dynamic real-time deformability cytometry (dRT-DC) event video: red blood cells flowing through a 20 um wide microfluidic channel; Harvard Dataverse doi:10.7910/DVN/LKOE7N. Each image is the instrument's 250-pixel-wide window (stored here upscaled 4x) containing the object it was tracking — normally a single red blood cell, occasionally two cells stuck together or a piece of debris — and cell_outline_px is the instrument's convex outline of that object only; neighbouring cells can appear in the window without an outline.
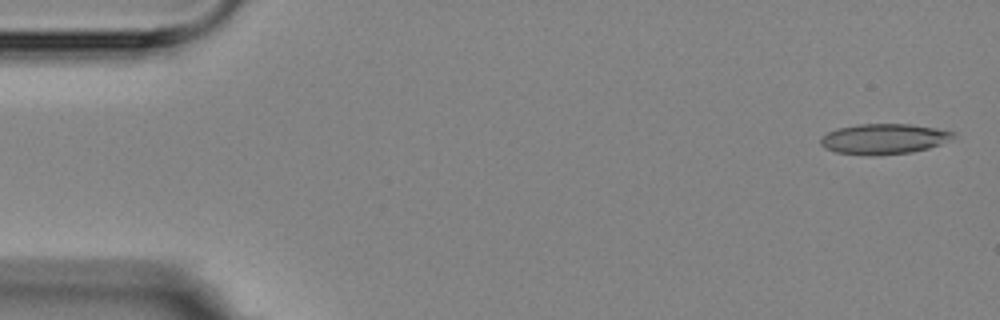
{"species": "Egyptian fruit bat (a non-hibernating species)", "species_latin": "Rousettus aegyptiacus", "temperature_condition": "room temperature", "stored_images_in_passage": 5, "camera_frame_rate_fps": 3000, "um_per_image_px": 0.085, "animal": {"sex": "female"}, "frame": {"image": 1, "passage_image": 1, "time_ms": 0.0, "image_size_px": [1000, 320], "cell_outline_px": [[956, 132], [952, 136], [940, 144], [928, 148], [912, 152], [876, 156], [868, 156], [836, 152], [824, 148], [820, 144], [820, 136], [836, 128], [860, 124], [908, 124], [936, 128]], "centroid_in_image_um": [75.05, 11.81], "position_along_channel_um": 9.9, "area_um2": 23.52}}
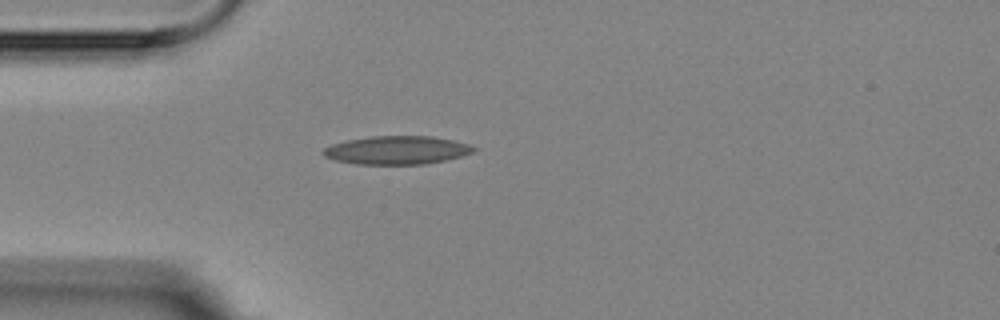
{"frame": {"image": 2, "passage_image": 5, "time_ms": 4.333, "image_size_px": [1000, 320], "cell_outline_px": [[476, 152], [444, 160], [424, 164], [356, 164], [336, 160], [324, 156], [320, 152], [324, 148], [332, 144], [348, 140], [372, 136], [432, 136], [452, 140], [468, 144], [476, 148]], "centroid_in_image_um": [33.72, 12.76], "position_along_channel_um": 51.3, "area_um2": 24.74}}